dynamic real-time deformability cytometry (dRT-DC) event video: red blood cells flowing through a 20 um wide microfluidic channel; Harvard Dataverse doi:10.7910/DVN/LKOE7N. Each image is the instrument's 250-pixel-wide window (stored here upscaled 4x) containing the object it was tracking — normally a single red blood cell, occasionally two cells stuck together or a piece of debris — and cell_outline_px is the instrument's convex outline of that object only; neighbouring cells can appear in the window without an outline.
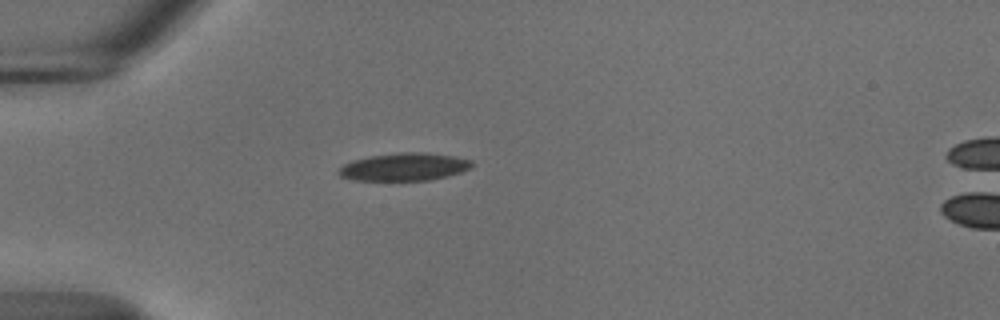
{"species": "common noctule bat (a hibernating species)", "species_latin": "Nyctalus noctula", "temperature_condition": "cold", "stored_images_in_passage": 40, "camera_frame_rate_fps": 3000, "um_per_image_px": 0.085, "animal": {"sex": "male", "body_mass_g": 18.8}, "frame": {"image": 1, "passage_image": 1, "time_ms": 0.0, "image_size_px": [1000, 320], "cell_outline_px": [[472, 168], [448, 176], [428, 180], [352, 180], [340, 176], [336, 172], [344, 164], [352, 160], [372, 156], [400, 152], [424, 152], [456, 156], [472, 160]], "centroid_in_image_um": [34.37, 14.18], "position_along_channel_um": 50.6, "area_um2": 21.56}}
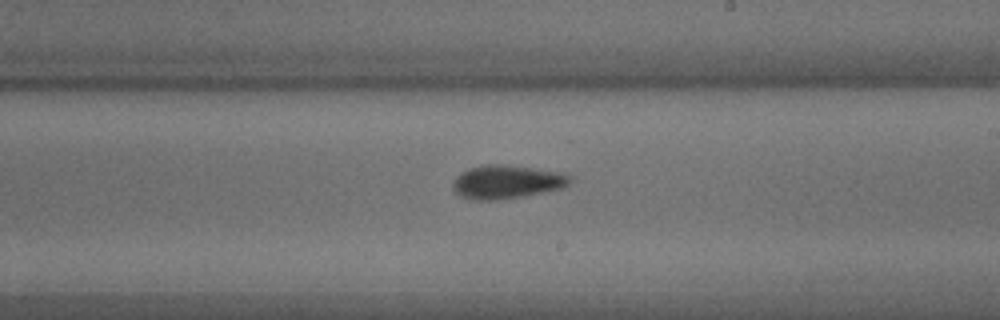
{"frame": {"image": 2, "passage_image": 18, "time_ms": 5.667, "image_size_px": [1000, 320], "cell_outline_px": [[572, 176], [568, 184], [564, 188], [524, 196], [496, 200], [476, 200], [460, 196], [452, 188], [452, 184], [456, 176], [460, 172], [484, 164], [504, 164], [560, 172]], "centroid_in_image_um": [43.06, 15.46], "position_along_channel_um": 245.9, "area_um2": 22.89}}
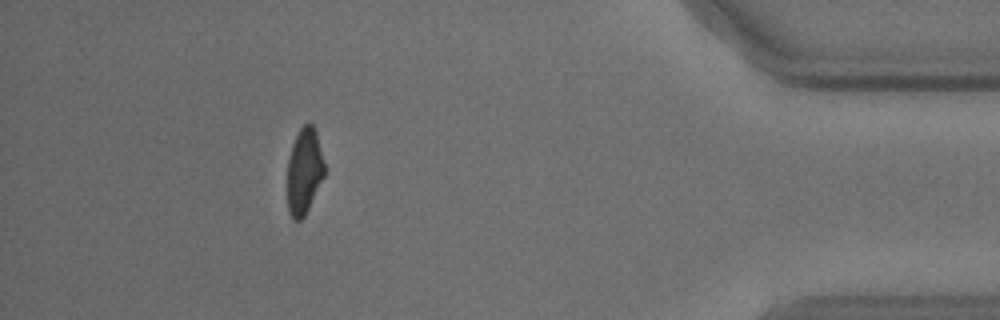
{"frame": {"image": 3, "passage_image": 35, "time_ms": 11.333, "image_size_px": [1000, 320], "cell_outline_px": [[324, 176], [304, 216], [300, 220], [292, 220], [288, 212], [288, 156], [292, 144], [300, 128], [304, 124], [312, 124], [316, 128], [324, 164]], "centroid_in_image_um": [25.85, 14.53], "position_along_channel_um": 409.4, "area_um2": 18.5}, "authors_computed_cell_mechanics": {"area_um2": 21.5883, "velocity_mm_per_s": 3.6992, "shape_relaxation_time_tau1_ms": 3.0743, "shape_relaxation_time_tau2_ms": 2.9404, "deformation_change_tau1": 0.1094, "deformation_change_tau2": 0.0752}}